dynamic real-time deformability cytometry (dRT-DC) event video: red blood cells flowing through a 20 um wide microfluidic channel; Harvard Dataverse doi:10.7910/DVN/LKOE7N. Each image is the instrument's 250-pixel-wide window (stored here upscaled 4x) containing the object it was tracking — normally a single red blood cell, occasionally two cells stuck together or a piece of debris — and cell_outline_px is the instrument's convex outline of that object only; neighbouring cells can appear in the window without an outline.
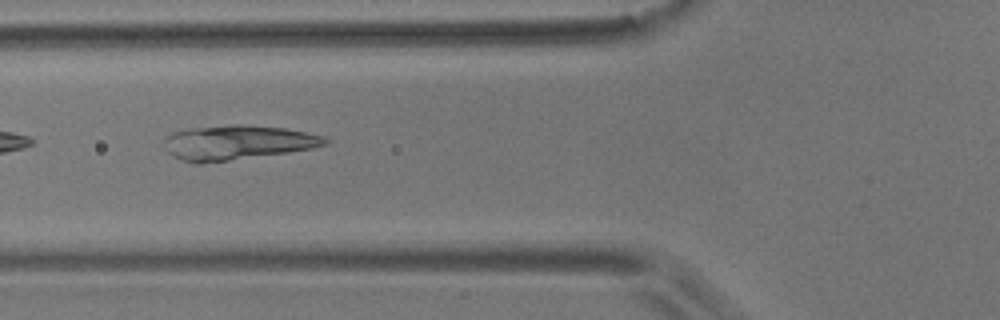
{"species": "common noctule bat (a hibernating species)", "species_latin": "Nyctalus noctula", "temperature_condition": "room temperature", "stored_images_in_passage": 7, "camera_frame_rate_fps": 3000, "um_per_image_px": 0.085, "animal": {"sex": "male", "body_mass_g": 17.9}, "frame": {"image": 1, "passage_image": 6, "time_ms": 1.667, "image_size_px": [1000, 320], "cell_outline_px": [[332, 140], [328, 144], [312, 148], [288, 152], [200, 164], [192, 164], [168, 152], [164, 148], [164, 140], [172, 132], [188, 128], [232, 124], [240, 124], [284, 128], [328, 136]], "centroid_in_image_um": [20.21, 12.1], "position_along_channel_um": 105.6, "area_um2": 32.54}}
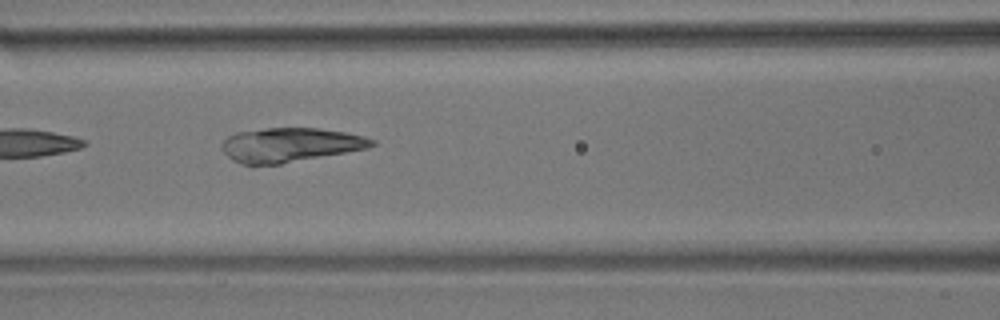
{"frame": {"image": 2, "passage_image": 7, "time_ms": 2.0, "image_size_px": [1000, 320], "cell_outline_px": [[376, 144], [368, 148], [280, 164], [252, 168], [240, 164], [232, 160], [220, 148], [220, 144], [228, 136], [236, 132], [264, 128], [316, 128], [344, 132], [364, 136], [376, 140]], "centroid_in_image_um": [24.58, 12.34], "position_along_channel_um": 142.0, "area_um2": 30.46}}